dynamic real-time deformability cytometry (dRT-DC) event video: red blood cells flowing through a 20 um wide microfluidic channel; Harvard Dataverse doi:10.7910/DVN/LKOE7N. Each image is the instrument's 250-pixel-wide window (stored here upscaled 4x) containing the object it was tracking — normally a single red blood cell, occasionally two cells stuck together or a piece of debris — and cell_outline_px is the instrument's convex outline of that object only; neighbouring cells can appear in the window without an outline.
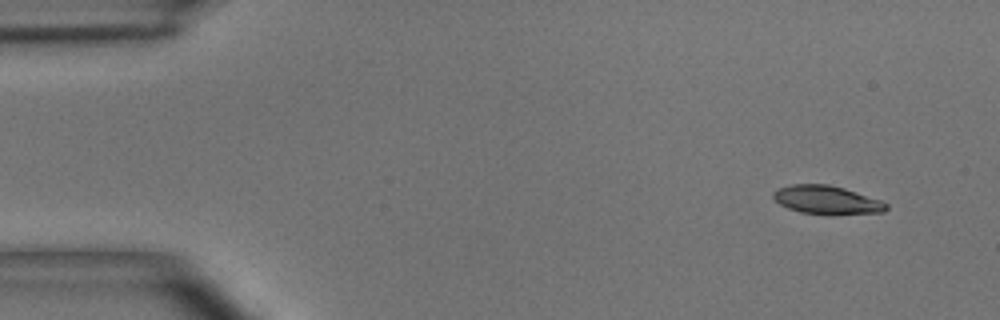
{"species": "common noctule bat (a hibernating species)", "species_latin": "Nyctalus noctula", "temperature_condition": "room temperature", "stored_images_in_passage": 4, "segment_of_instrument_passage": [1, 2], "camera_frame_rate_fps": 3000, "um_per_image_px": 0.085, "animal": {"sex": "male", "body_mass_g": 15.6}, "frame": {"image": 1, "passage_image": 1, "time_ms": 0.0, "image_size_px": [1000, 320], "cell_outline_px": [[888, 208], [884, 212], [836, 216], [832, 216], [800, 212], [788, 208], [780, 204], [772, 196], [772, 192], [776, 188], [792, 184], [828, 184], [844, 188], [880, 200], [888, 204]], "centroid_in_image_um": [70.28, 17.02], "position_along_channel_um": 14.7, "area_um2": 19.19}}